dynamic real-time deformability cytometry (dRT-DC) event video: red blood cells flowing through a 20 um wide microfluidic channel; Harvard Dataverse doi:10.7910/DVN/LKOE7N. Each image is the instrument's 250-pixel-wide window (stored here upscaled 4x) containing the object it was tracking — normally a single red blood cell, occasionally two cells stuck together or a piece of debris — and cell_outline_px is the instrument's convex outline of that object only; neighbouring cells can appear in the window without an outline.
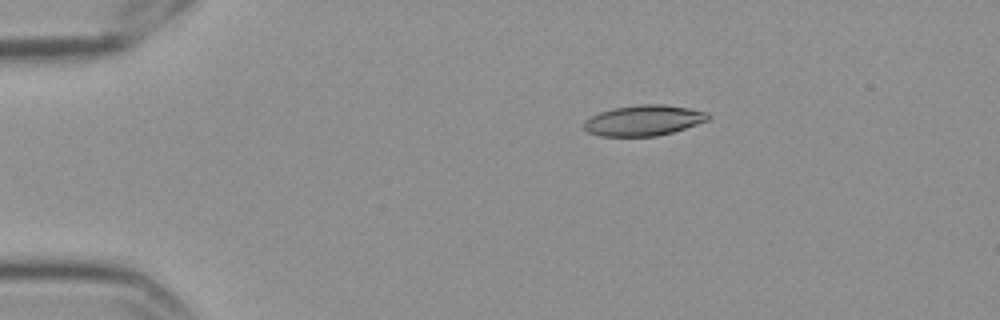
{"species": "Egyptian fruit bat (a non-hibernating species)", "species_latin": "Rousettus aegyptiacus", "temperature_condition": "cold", "stored_images_in_passage": 5, "camera_frame_rate_fps": 3000, "um_per_image_px": 0.085, "frame": {"image": 1, "passage_image": 3, "time_ms": 0.667, "image_size_px": [1000, 320], "cell_outline_px": [[712, 116], [708, 120], [672, 132], [656, 136], [600, 136], [588, 132], [584, 128], [584, 120], [600, 112], [616, 108], [640, 104], [664, 104], [688, 108], [708, 112]], "centroid_in_image_um": [54.72, 10.23], "position_along_channel_um": 30.3, "area_um2": 21.96}}